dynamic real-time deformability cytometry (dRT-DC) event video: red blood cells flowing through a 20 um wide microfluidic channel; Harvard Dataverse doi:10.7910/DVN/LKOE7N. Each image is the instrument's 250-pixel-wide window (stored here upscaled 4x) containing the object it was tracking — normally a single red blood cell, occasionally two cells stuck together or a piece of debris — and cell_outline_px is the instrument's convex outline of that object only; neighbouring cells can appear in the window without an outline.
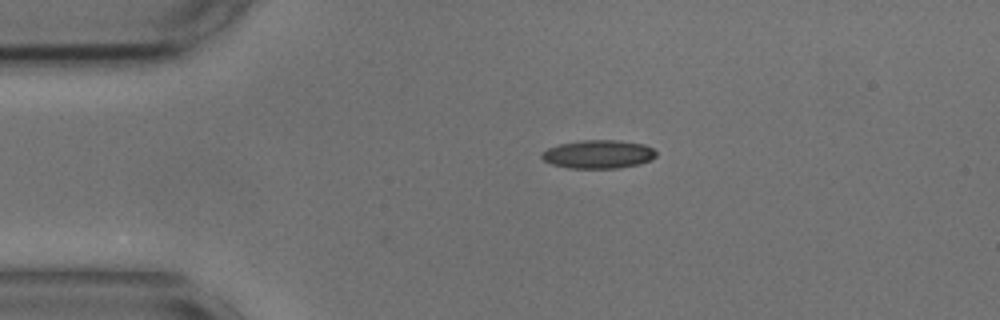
{"species": "common noctule bat (a hibernating species)", "species_latin": "Nyctalus noctula", "temperature_condition": "cold", "stored_images_in_passage": 5, "camera_frame_rate_fps": 3000, "um_per_image_px": 0.085, "animal": {"sex": "male", "body_mass_g": 17.9, "forearm_length_mm": 54.2}, "frame": {"image": 1, "passage_image": 1, "time_ms": 0.0, "image_size_px": [1000, 320], "cell_outline_px": [[656, 156], [652, 160], [640, 164], [616, 168], [568, 168], [552, 164], [544, 160], [540, 156], [540, 152], [548, 148], [560, 144], [580, 140], [620, 140], [644, 144], [652, 148], [656, 152]], "centroid_in_image_um": [50.86, 13.1], "position_along_channel_um": 34.1, "area_um2": 19.07}}